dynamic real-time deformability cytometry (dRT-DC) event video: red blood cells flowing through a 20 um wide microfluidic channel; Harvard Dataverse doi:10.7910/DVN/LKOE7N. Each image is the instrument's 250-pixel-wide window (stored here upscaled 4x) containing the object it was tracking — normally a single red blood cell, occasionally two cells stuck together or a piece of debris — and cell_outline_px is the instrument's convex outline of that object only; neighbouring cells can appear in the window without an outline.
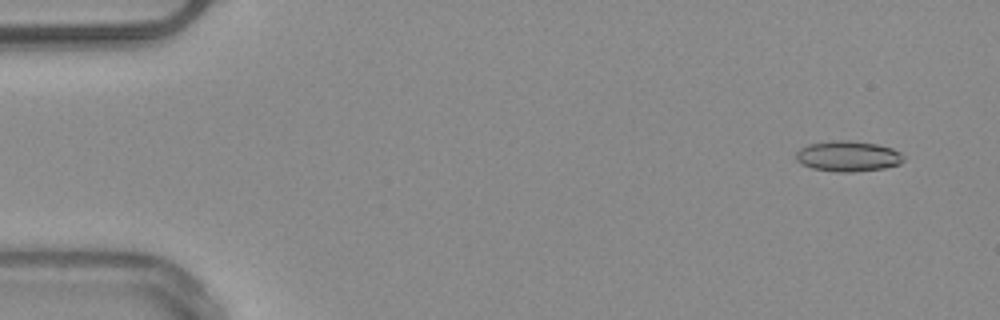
{"species": "common noctule bat (a hibernating species)", "species_latin": "Nyctalus noctula", "temperature_condition": "warm", "stored_images_in_passage": 5, "segment_of_instrument_passage": [1, 2], "camera_frame_rate_fps": 3000, "um_per_image_px": 0.085, "animal": {"sex": "male", "body_mass_g": 20.4}, "frame": {"image": 1, "passage_image": 1, "time_ms": 0.0, "image_size_px": [1000, 320], "cell_outline_px": [[904, 160], [900, 164], [884, 168], [852, 172], [836, 172], [812, 168], [800, 164], [796, 160], [796, 152], [800, 148], [808, 144], [828, 140], [852, 140], [876, 144], [892, 148], [900, 152], [904, 156]], "centroid_in_image_um": [72.06, 13.27], "position_along_channel_um": 12.9, "area_um2": 19.42}}
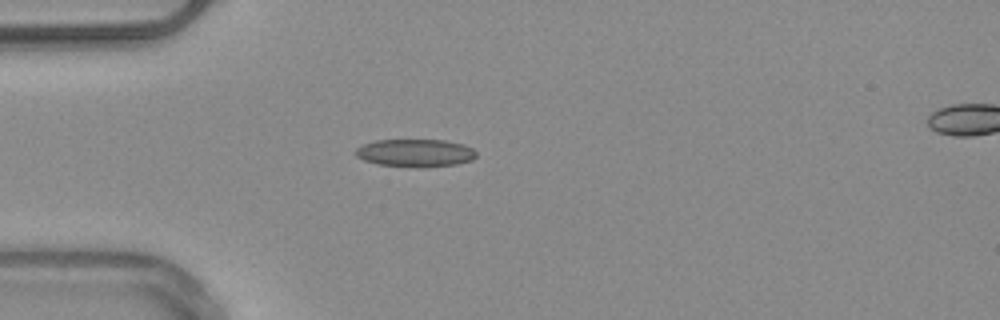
{"frame": {"image": 2, "passage_image": 4, "time_ms": 3.667, "image_size_px": [1000, 320], "cell_outline_px": [[476, 156], [472, 160], [456, 164], [424, 168], [416, 168], [376, 164], [364, 160], [356, 156], [352, 152], [356, 148], [364, 144], [376, 140], [444, 140], [464, 144], [472, 148], [476, 152]], "centroid_in_image_um": [35.28, 13.01], "position_along_channel_um": 49.7, "area_um2": 19.83}}